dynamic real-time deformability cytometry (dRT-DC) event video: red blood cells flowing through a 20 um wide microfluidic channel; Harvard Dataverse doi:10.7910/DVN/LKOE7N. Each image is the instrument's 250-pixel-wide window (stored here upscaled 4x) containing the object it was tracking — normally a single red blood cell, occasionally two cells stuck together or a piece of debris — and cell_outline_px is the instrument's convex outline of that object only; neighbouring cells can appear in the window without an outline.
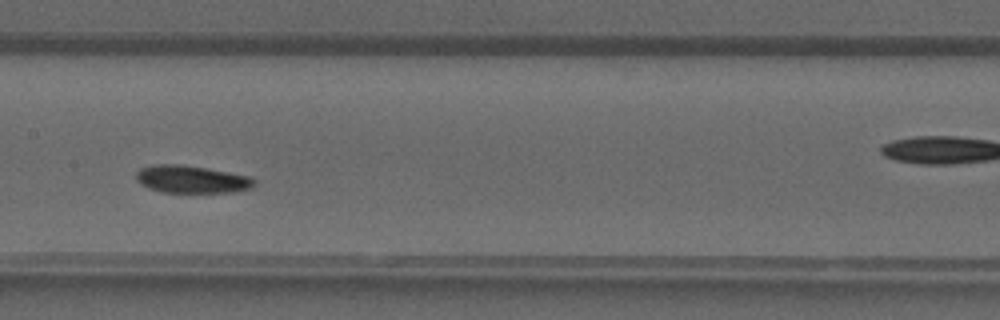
{"species": "common noctule bat (a hibernating species)", "species_latin": "Nyctalus noctula", "temperature_condition": "warm", "stored_images_in_passage": 14, "camera_frame_rate_fps": 3000, "um_per_image_px": 0.085, "animal": {"sex": "male", "forearm_length_mm": 52.5}, "frame": {"image": 1, "passage_image": 10, "time_ms": 3.0, "image_size_px": [1000, 320], "cell_outline_px": [[256, 184], [252, 188], [236, 192], [164, 192], [148, 188], [140, 184], [136, 180], [136, 172], [140, 168], [152, 164], [184, 164], [208, 168], [252, 176], [256, 180]], "centroid_in_image_um": [16.32, 15.23], "position_along_channel_um": 191.1, "area_um2": 19.36}}
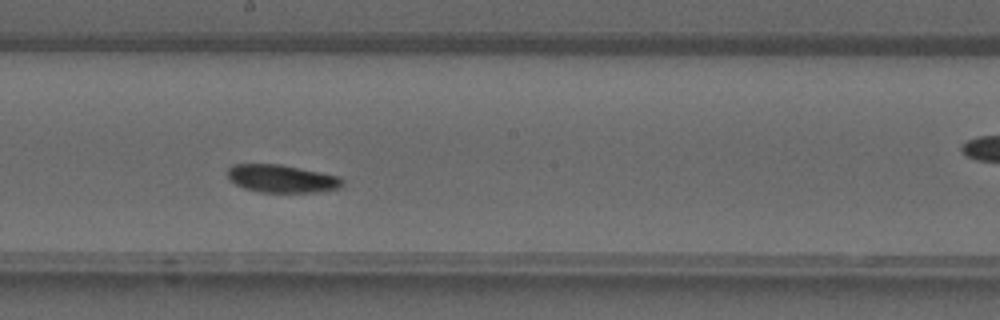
{"frame": {"image": 2, "passage_image": 12, "time_ms": 3.667, "image_size_px": [1000, 320], "cell_outline_px": [[344, 184], [340, 188], [316, 192], [260, 192], [244, 188], [236, 184], [228, 176], [228, 168], [232, 164], [280, 164], [340, 176], [344, 180]], "centroid_in_image_um": [23.98, 15.18], "position_along_channel_um": 224.2, "area_um2": 18.61}}